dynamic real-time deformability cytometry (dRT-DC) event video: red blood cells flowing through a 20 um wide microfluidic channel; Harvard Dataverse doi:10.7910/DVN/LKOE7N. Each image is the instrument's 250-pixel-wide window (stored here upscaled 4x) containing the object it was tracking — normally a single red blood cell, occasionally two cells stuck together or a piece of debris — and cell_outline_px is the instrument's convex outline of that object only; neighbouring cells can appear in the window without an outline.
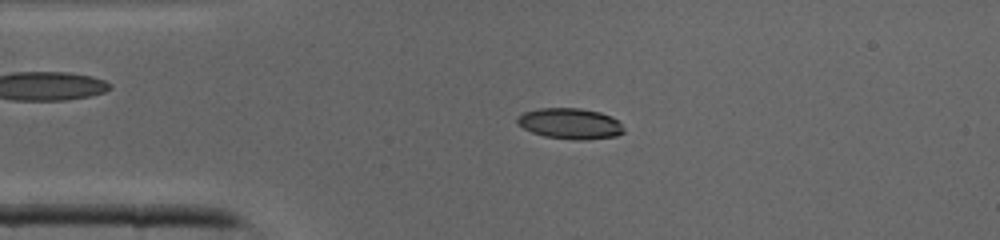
{"species": "common noctule bat (a hibernating species)", "species_latin": "Nyctalus noctula", "temperature_condition": "cold", "stored_images_in_passage": 40, "camera_frame_rate_fps": 3000, "um_per_image_px": 0.085, "animal": {"sex": "male", "body_mass_g": 19.0, "forearm_length_mm": 50.8}, "frame": {"image": 1, "passage_image": 8, "time_ms": 2.333, "image_size_px": [1000, 240], "cell_outline_px": [[624, 132], [616, 136], [584, 140], [576, 140], [544, 136], [532, 132], [524, 128], [516, 120], [524, 112], [540, 108], [580, 108], [600, 112], [612, 116], [624, 128]], "centroid_in_image_um": [48.49, 10.5], "position_along_channel_um": 36.5, "area_um2": 18.96}}
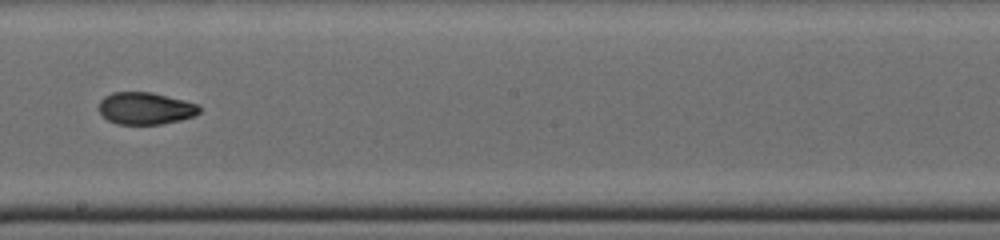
{"frame": {"image": 2, "passage_image": 22, "time_ms": 7.0, "image_size_px": [1000, 240], "cell_outline_px": [[200, 112], [196, 116], [180, 120], [160, 124], [116, 124], [108, 120], [100, 112], [100, 100], [104, 96], [112, 92], [152, 92], [184, 100], [196, 104], [200, 108]], "centroid_in_image_um": [12.37, 9.21], "position_along_channel_um": 235.8, "area_um2": 18.79}}
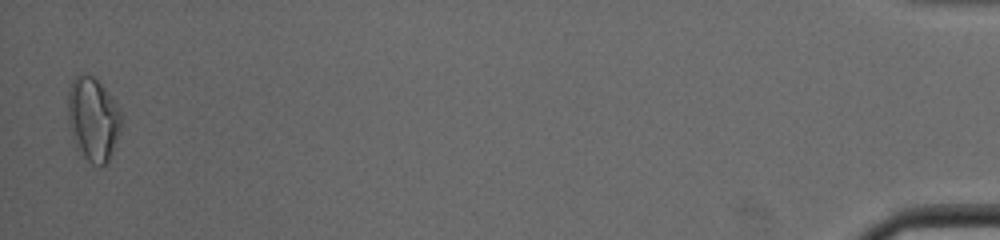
{"frame": {"image": 3, "passage_image": 40, "time_ms": 13.0, "image_size_px": [1000, 240], "cell_outline_px": [[124, 120], [120, 132], [108, 160], [104, 164], [92, 164], [76, 148], [72, 136], [68, 116], [68, 88], [72, 80], [80, 72], [92, 76], [100, 84], [120, 108]], "centroid_in_image_um": [7.92, 10.09], "position_along_channel_um": 427.3, "area_um2": 25.95}}